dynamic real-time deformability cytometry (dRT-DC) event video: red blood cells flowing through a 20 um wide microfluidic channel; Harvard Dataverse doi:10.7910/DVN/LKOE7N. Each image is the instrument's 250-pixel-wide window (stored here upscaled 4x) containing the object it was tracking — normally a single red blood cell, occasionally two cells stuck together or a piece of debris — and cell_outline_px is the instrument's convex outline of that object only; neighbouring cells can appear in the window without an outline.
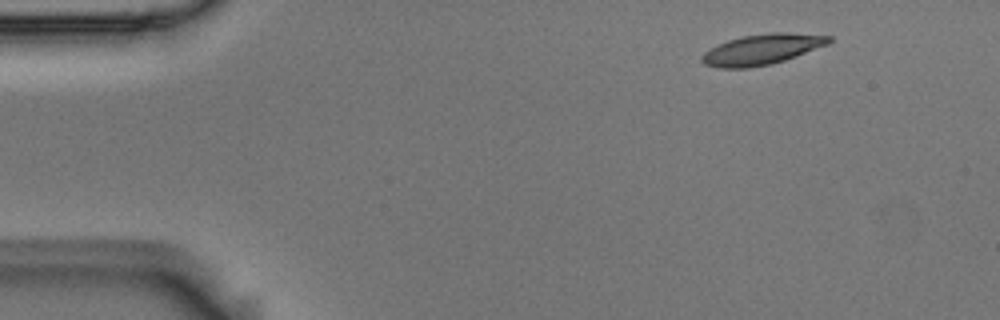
{"species": "Egyptian fruit bat (a non-hibernating species)", "species_latin": "Rousettus aegyptiacus", "temperature_condition": "room temperature", "stored_images_in_passage": 4, "segment_of_instrument_passage": [2, 2], "camera_frame_rate_fps": 3000, "um_per_image_px": 0.085, "animal": {"sex": "male"}, "frame": {"image": 1, "passage_image": 4, "time_ms": 1.0, "image_size_px": [1000, 320], "cell_outline_px": [[832, 40], [828, 44], [796, 56], [772, 64], [748, 68], [716, 68], [704, 64], [700, 60], [700, 56], [704, 52], [716, 44], [728, 40], [744, 36], [772, 32], [788, 32], [832, 36]], "centroid_in_image_um": [64.73, 4.2], "position_along_channel_um": 20.3, "area_um2": 22.72}}